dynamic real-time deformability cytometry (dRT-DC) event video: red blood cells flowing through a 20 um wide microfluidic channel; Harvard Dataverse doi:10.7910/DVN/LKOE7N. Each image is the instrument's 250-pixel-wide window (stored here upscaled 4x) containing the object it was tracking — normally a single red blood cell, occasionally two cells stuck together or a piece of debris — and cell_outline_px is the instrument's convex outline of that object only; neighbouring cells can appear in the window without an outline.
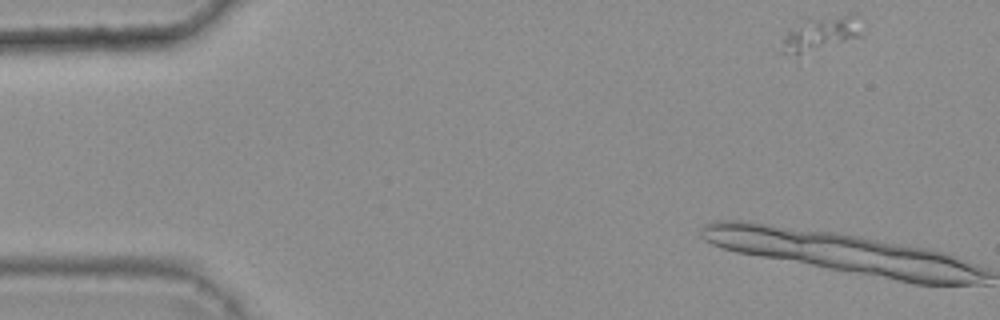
{"species": "common noctule bat (a hibernating species)", "species_latin": "Nyctalus noctula", "temperature_condition": "warm", "stored_images_in_passage": 2, "camera_frame_rate_fps": 3000, "um_per_image_px": 0.085, "animal": {"sex": "female", "body_mass_g": 25.1}, "frame": {"image": 1, "passage_image": 1, "time_ms": 0.0, "image_size_px": [1000, 320], "cell_outline_px": [[864, 36], [796, 56], [776, 52], [788, 32], [804, 16], [852, 12], [856, 16], [864, 32]], "centroid_in_image_um": [69.76, 2.8], "position_along_channel_um": 15.2, "area_um2": 17.34}}